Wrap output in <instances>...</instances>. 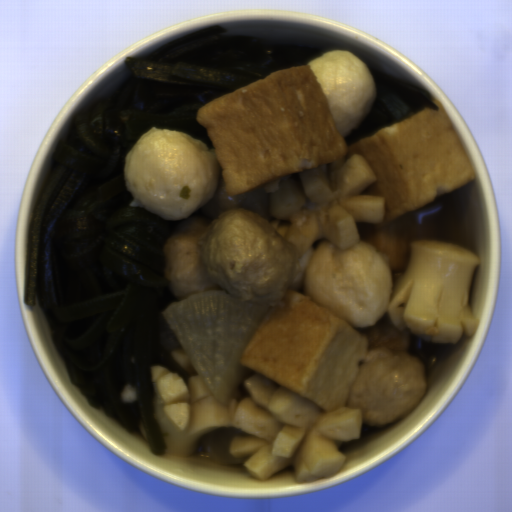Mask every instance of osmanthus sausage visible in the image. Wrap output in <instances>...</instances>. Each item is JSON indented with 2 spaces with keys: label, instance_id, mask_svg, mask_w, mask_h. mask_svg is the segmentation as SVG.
Wrapping results in <instances>:
<instances>
[{
  "label": "osmanthus sausage",
  "instance_id": "obj_1",
  "mask_svg": "<svg viewBox=\"0 0 512 512\" xmlns=\"http://www.w3.org/2000/svg\"><path fill=\"white\" fill-rule=\"evenodd\" d=\"M189 379L163 365L151 366L152 417L163 435L168 457L195 454L204 436L221 428H236L229 453L247 458L252 478L265 481L292 468L295 482L314 483L334 477L347 459L341 448L360 439L363 411L341 407L325 412L301 395L261 372L243 381L238 399L226 406L215 399L192 366L184 348L171 354Z\"/></svg>",
  "mask_w": 512,
  "mask_h": 512
},
{
  "label": "osmanthus sausage",
  "instance_id": "obj_2",
  "mask_svg": "<svg viewBox=\"0 0 512 512\" xmlns=\"http://www.w3.org/2000/svg\"><path fill=\"white\" fill-rule=\"evenodd\" d=\"M375 180L372 167L358 154L265 184L271 193L270 218L290 221L285 240L299 259L316 240L327 239L340 249L361 241L357 223H383L384 198L360 194Z\"/></svg>",
  "mask_w": 512,
  "mask_h": 512
},
{
  "label": "osmanthus sausage",
  "instance_id": "obj_3",
  "mask_svg": "<svg viewBox=\"0 0 512 512\" xmlns=\"http://www.w3.org/2000/svg\"><path fill=\"white\" fill-rule=\"evenodd\" d=\"M477 254L439 240L411 242L408 264L391 283L386 309L395 329L406 327L415 338L457 345L480 323L469 304Z\"/></svg>",
  "mask_w": 512,
  "mask_h": 512
}]
</instances>
